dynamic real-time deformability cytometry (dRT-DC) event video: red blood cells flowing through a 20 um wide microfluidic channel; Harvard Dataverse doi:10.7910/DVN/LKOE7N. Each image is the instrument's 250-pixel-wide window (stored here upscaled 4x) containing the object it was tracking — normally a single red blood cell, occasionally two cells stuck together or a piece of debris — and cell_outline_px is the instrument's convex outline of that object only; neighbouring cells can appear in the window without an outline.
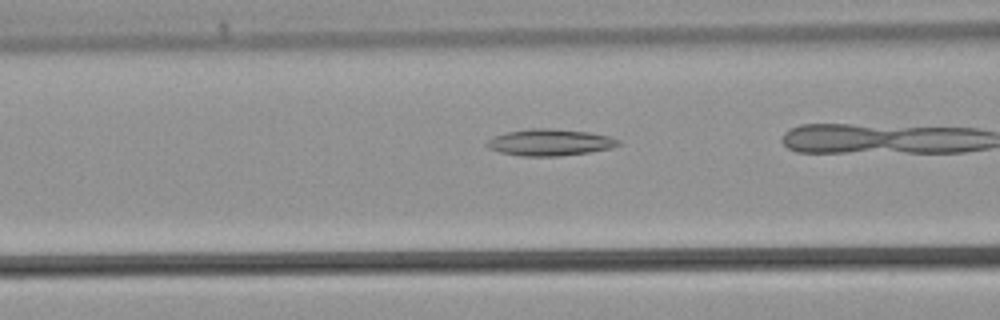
{"species": "common noctule bat (a hibernating species)", "species_latin": "Nyctalus noctula", "temperature_condition": "warm", "stored_images_in_passage": 19, "camera_frame_rate_fps": 3000, "um_per_image_px": 0.085, "animal": {"sex": "male", "body_mass_g": 21.5, "forearm_length_mm": 52.0}, "frame": {"image": 1, "passage_image": 4, "time_ms": 1.0, "image_size_px": [1000, 320], "cell_outline_px": [[620, 144], [608, 148], [588, 152], [556, 156], [524, 156], [500, 152], [488, 148], [484, 144], [492, 136], [508, 132], [532, 128], [552, 128], [588, 132], [608, 136], [620, 140]], "centroid_in_image_um": [46.69, 12.09], "position_along_channel_um": 119.9, "area_um2": 20.17}}
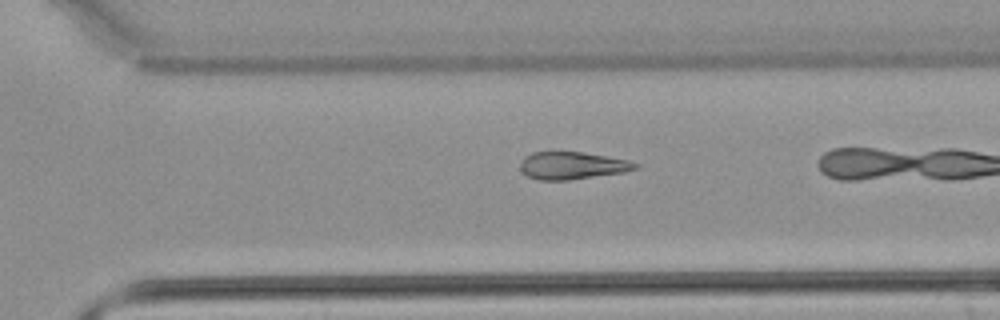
{"frame": {"image": 2, "passage_image": 16, "time_ms": 5.0, "image_size_px": [1000, 320], "cell_outline_px": [[640, 164], [636, 168], [624, 172], [568, 180], [540, 180], [528, 176], [520, 168], [520, 160], [524, 156], [532, 152], [556, 148], [584, 152], [628, 160]], "centroid_in_image_um": [48.57, 14.01], "position_along_channel_um": 322.0, "area_um2": 19.07}}